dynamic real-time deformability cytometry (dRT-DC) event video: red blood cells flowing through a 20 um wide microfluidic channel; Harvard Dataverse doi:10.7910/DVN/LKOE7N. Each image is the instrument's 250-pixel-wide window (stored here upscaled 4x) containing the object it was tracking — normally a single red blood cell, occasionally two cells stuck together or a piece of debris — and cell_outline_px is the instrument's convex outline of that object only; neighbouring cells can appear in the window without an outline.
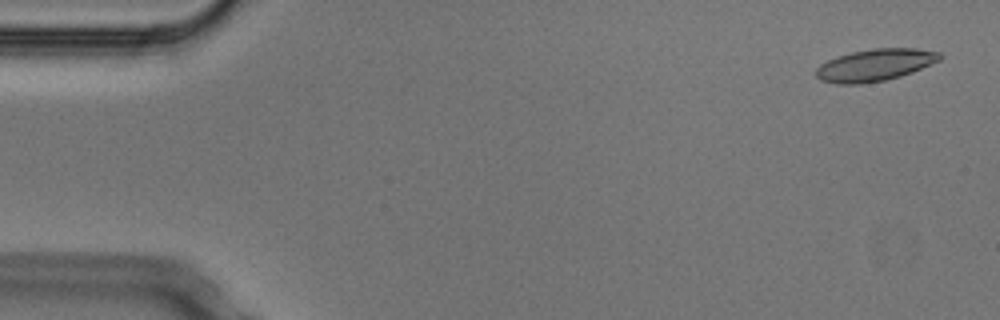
{"species": "Egyptian fruit bat (a non-hibernating species)", "species_latin": "Rousettus aegyptiacus", "temperature_condition": "cold", "stored_images_in_passage": 7, "camera_frame_rate_fps": 3000, "um_per_image_px": 0.085, "animal": {"sex": "male"}, "frame": {"image": 1, "passage_image": 1, "time_ms": 0.0, "image_size_px": [1000, 320], "cell_outline_px": [[944, 56], [940, 60], [912, 72], [900, 76], [884, 80], [860, 84], [836, 84], [820, 80], [816, 76], [816, 68], [820, 64], [836, 56], [852, 52], [872, 48], [916, 48], [940, 52]], "centroid_in_image_um": [74.37, 5.52], "position_along_channel_um": 10.6, "area_um2": 23.18}}
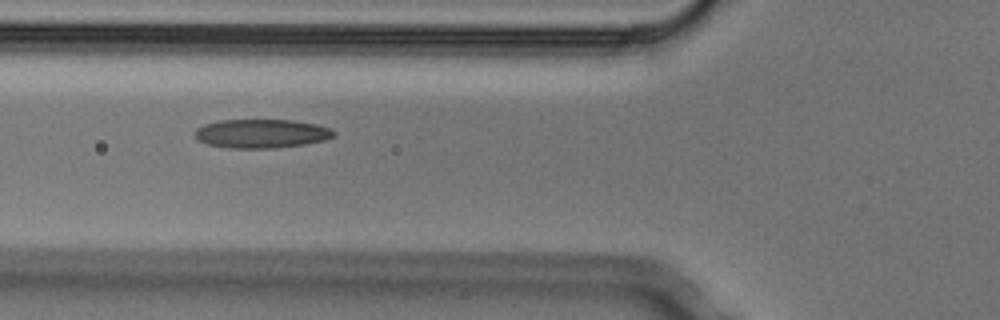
{"frame": {"image": 2, "passage_image": 6, "time_ms": 1.667, "image_size_px": [1000, 320], "cell_outline_px": [[336, 136], [324, 140], [304, 144], [276, 148], [228, 148], [208, 144], [196, 140], [196, 128], [204, 124], [220, 120], [292, 120], [316, 124], [332, 128], [336, 132]], "centroid_in_image_um": [22.25, 11.35], "position_along_channel_um": 103.6, "area_um2": 23.47}}
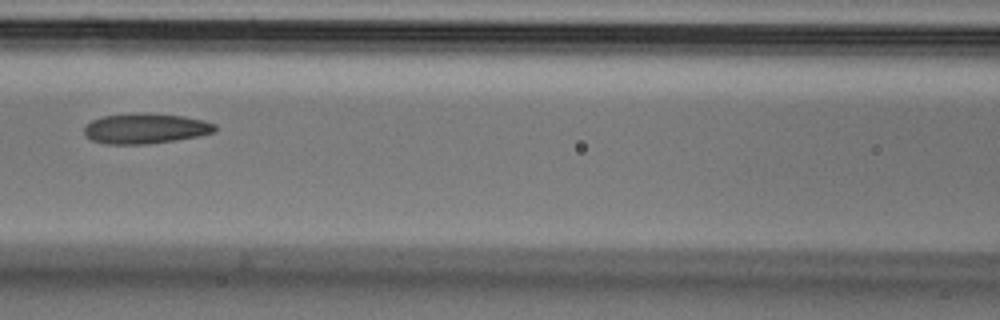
{"frame": {"image": 3, "passage_image": 7, "time_ms": 2.0, "image_size_px": [1000, 320], "cell_outline_px": [[216, 132], [200, 136], [176, 140], [148, 144], [108, 144], [92, 140], [84, 132], [84, 128], [92, 120], [104, 116], [148, 112], [184, 116], [204, 120], [216, 124]], "centroid_in_image_um": [12.43, 10.92], "position_along_channel_um": 154.2, "area_um2": 23.12}}